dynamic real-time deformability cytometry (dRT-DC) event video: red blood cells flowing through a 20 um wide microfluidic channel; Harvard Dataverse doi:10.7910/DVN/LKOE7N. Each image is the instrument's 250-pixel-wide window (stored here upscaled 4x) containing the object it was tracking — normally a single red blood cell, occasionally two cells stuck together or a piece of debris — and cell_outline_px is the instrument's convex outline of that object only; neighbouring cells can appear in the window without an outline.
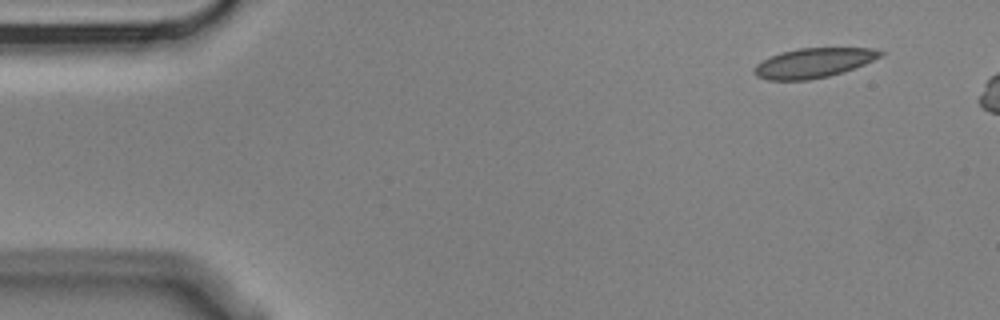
{"species": "Egyptian fruit bat (a non-hibernating species)", "species_latin": "Rousettus aegyptiacus", "temperature_condition": "cold", "stored_images_in_passage": 5, "camera_frame_rate_fps": 3000, "um_per_image_px": 0.085, "animal": {"sex": "male"}, "frame": {"image": 1, "passage_image": 1, "time_ms": 0.0, "image_size_px": [1000, 320], "cell_outline_px": [[888, 52], [884, 56], [844, 72], [828, 76], [808, 80], [768, 80], [756, 76], [752, 72], [752, 68], [756, 64], [780, 52], [800, 48], [872, 48]], "centroid_in_image_um": [69.18, 5.34], "position_along_channel_um": 15.8, "area_um2": 21.96}}